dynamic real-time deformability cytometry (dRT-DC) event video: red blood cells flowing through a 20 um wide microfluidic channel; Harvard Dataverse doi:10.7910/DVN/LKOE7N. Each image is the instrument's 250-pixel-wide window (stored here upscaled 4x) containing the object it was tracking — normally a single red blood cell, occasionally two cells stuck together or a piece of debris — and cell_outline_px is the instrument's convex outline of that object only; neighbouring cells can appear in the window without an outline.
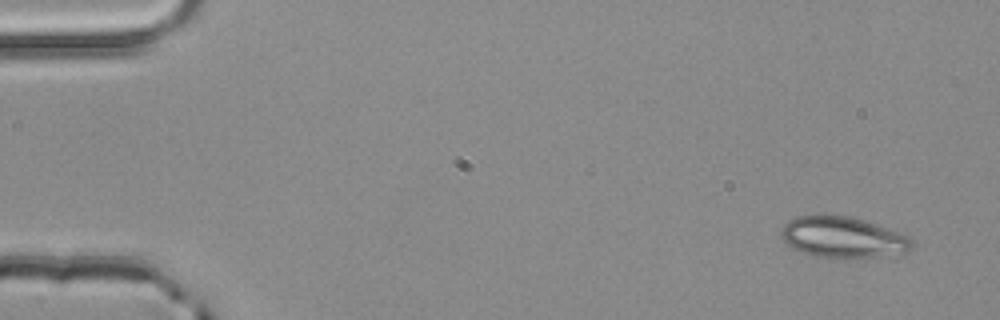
{"species": "common noctule bat (a hibernating species)", "species_latin": "Nyctalus noctula", "temperature_condition": "room temperature", "stored_images_in_passage": 3, "camera_frame_rate_fps": 3000, "um_per_image_px": 0.085, "animal": {"sex": "male", "body_mass_g": 20.4}, "frame": {"image": 1, "passage_image": 1, "time_ms": 0.0, "image_size_px": [1000, 320], "cell_outline_px": [[912, 248], [908, 252], [884, 256], [816, 256], [792, 248], [784, 240], [780, 232], [784, 224], [788, 220], [796, 216], [824, 212], [848, 216], [864, 220], [876, 224], [908, 236], [912, 240]], "centroid_in_image_um": [71.61, 20.11], "position_along_channel_um": 13.4, "area_um2": 31.15}}